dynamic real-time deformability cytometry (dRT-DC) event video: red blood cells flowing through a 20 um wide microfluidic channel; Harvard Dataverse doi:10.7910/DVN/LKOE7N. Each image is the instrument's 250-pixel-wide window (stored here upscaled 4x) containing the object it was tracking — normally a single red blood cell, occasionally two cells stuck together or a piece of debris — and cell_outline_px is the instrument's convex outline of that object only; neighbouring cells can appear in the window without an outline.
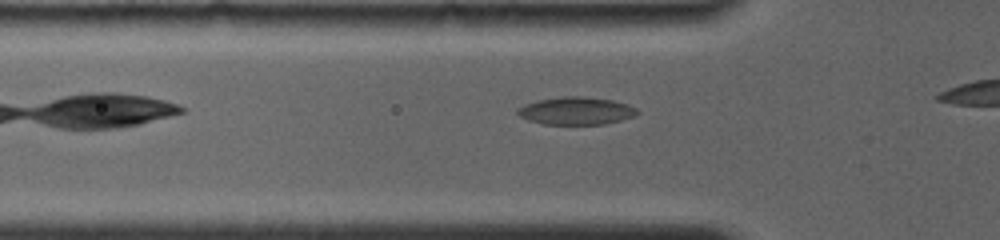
{"species": "common noctule bat (a hibernating species)", "species_latin": "Nyctalus noctula", "temperature_condition": "room temperature", "stored_images_in_passage": 14, "camera_frame_rate_fps": 4000, "um_per_image_px": 0.085, "animal": {"sex": "female", "body_mass_g": 19.0, "forearm_length_mm": 56.7}, "frame": {"image": 1, "passage_image": 8, "time_ms": 2.0, "image_size_px": [1000, 240], "cell_outline_px": [[640, 112], [636, 116], [604, 124], [544, 124], [528, 120], [520, 116], [516, 112], [516, 108], [524, 104], [536, 100], [560, 96], [584, 96], [612, 100], [636, 108]], "centroid_in_image_um": [48.93, 9.41], "position_along_channel_um": 76.9, "area_um2": 19.36}}
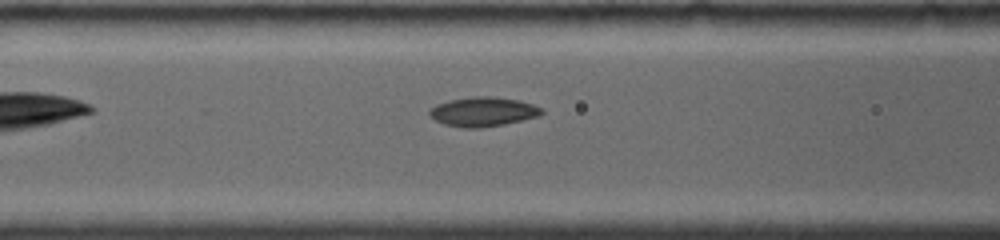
{"frame": {"image": 2, "passage_image": 12, "time_ms": 3.25, "image_size_px": [1000, 240], "cell_outline_px": [[544, 112], [540, 116], [504, 124], [480, 128], [460, 128], [444, 124], [428, 116], [428, 108], [436, 104], [448, 100], [472, 96], [492, 96], [520, 100], [544, 108]], "centroid_in_image_um": [41.04, 9.49], "position_along_channel_um": 125.6, "area_um2": 19.59}}